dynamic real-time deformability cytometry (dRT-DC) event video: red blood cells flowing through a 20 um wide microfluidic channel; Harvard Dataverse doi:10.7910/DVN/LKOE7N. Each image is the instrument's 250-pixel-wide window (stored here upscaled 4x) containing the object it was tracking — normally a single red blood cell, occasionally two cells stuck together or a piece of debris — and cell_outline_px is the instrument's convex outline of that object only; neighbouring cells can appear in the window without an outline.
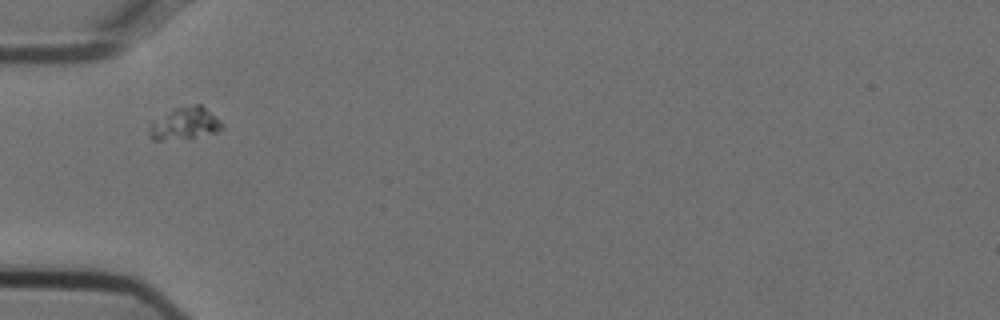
{"species": "Egyptian fruit bat (a non-hibernating species)", "species_latin": "Rousettus aegyptiacus", "temperature_condition": "cold", "stored_images_in_passage": 29, "camera_frame_rate_fps": 3000, "um_per_image_px": 0.085, "animal": {"sex": "female"}, "frame": {"image": 1, "passage_image": 1, "time_ms": 0.0, "image_size_px": [1000, 320], "cell_outline_px": [[224, 128], [216, 132], [196, 136], [160, 140], [152, 140], [148, 128], [152, 120], [176, 108], [196, 104], [200, 104], [220, 120], [224, 124]], "centroid_in_image_um": [15.7, 10.49], "position_along_channel_um": 69.3, "area_um2": 13.35}}
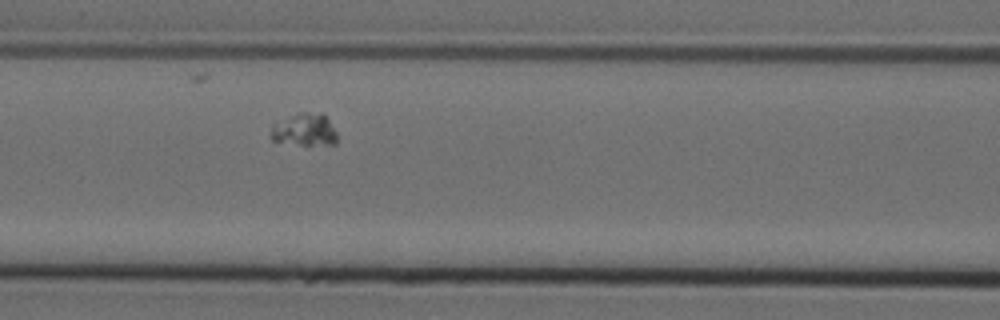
{"frame": {"image": 2, "passage_image": 7, "time_ms": 2.0, "image_size_px": [1000, 320], "cell_outline_px": [[336, 144], [300, 144], [272, 140], [272, 124], [276, 120], [296, 112], [320, 112], [328, 120], [336, 132]], "centroid_in_image_um": [25.85, 10.98], "position_along_channel_um": 140.7, "area_um2": 12.48}}
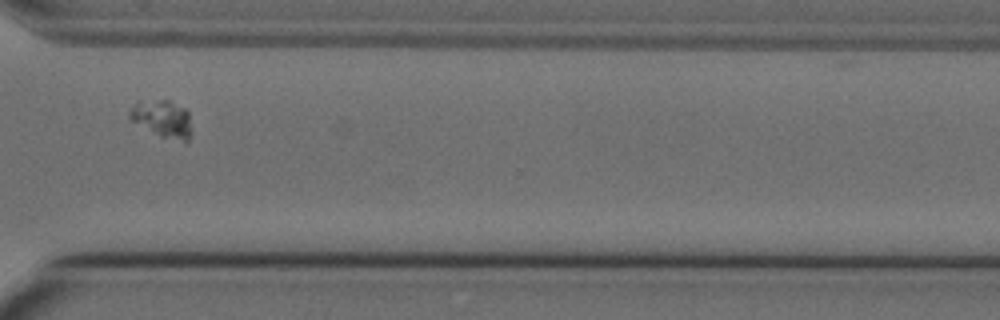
{"frame": {"image": 3, "passage_image": 25, "time_ms": 8.0, "image_size_px": [1000, 320], "cell_outline_px": [[192, 132], [188, 144], [184, 144], [160, 136], [132, 120], [128, 116], [128, 112], [136, 100], [168, 100], [184, 108], [188, 112]], "centroid_in_image_um": [13.84, 10.12], "position_along_channel_um": 356.8, "area_um2": 13.76}}